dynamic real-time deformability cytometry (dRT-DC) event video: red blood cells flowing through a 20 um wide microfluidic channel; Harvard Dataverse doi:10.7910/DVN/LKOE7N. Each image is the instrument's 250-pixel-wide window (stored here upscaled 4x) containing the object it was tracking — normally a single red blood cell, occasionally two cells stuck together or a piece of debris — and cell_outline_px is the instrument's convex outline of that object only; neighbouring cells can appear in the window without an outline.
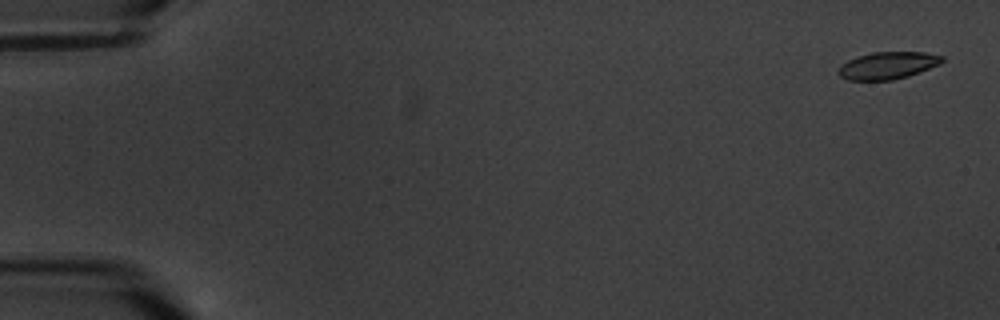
{"species": "common noctule bat (a hibernating species)", "species_latin": "Nyctalus noctula", "temperature_condition": "warm", "stored_images_in_passage": 5, "camera_frame_rate_fps": 3000, "um_per_image_px": 0.085, "animal": {"sex": "male", "body_mass_g": 20.1, "forearm_length_mm": 53.5}, "frame": {"image": 1, "passage_image": 1, "time_ms": 0.0, "image_size_px": [1000, 320], "cell_outline_px": [[944, 60], [940, 64], [920, 72], [908, 76], [892, 80], [848, 80], [840, 76], [836, 72], [840, 64], [856, 56], [872, 52], [924, 52], [944, 56]], "centroid_in_image_um": [75.43, 5.56], "position_along_channel_um": 9.6, "area_um2": 16.65}}